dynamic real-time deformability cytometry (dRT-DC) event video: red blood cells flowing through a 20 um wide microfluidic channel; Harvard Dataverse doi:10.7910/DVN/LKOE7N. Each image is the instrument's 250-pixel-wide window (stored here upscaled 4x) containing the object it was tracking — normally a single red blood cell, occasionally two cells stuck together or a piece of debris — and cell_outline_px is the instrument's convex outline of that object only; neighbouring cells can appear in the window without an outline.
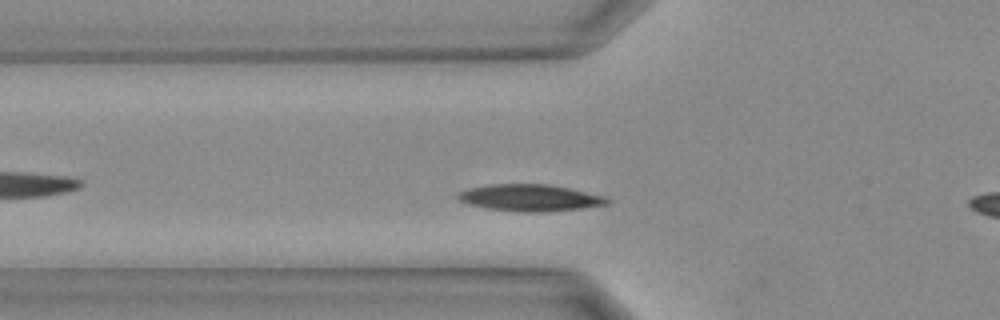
{"species": "Egyptian fruit bat (a non-hibernating species)", "species_latin": "Rousettus aegyptiacus", "temperature_condition": "warm", "stored_images_in_passage": 18, "camera_frame_rate_fps": 3000, "um_per_image_px": 0.085, "animal": {"sex": "female"}, "frame": {"image": 1, "passage_image": 3, "time_ms": 0.667, "image_size_px": [1000, 320], "cell_outline_px": [[608, 204], [580, 208], [544, 212], [516, 212], [488, 208], [468, 204], [460, 200], [456, 196], [460, 192], [468, 188], [492, 184], [552, 184], [604, 196], [608, 200]], "centroid_in_image_um": [45.02, 16.81], "position_along_channel_um": 80.8, "area_um2": 23.12}}